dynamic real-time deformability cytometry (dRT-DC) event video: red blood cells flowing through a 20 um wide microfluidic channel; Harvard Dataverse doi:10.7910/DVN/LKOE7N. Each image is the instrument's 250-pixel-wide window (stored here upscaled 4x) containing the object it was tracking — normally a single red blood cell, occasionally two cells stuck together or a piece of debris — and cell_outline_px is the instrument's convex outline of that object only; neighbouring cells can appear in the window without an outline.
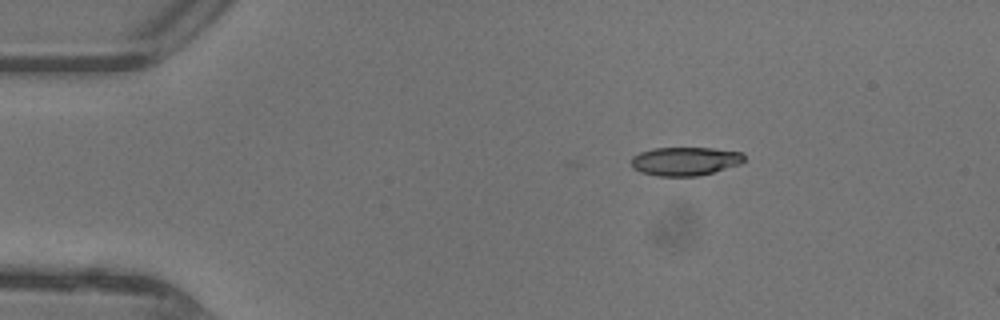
{"species": "common noctule bat (a hibernating species)", "species_latin": "Nyctalus noctula", "temperature_condition": "warm", "stored_images_in_passage": 3, "camera_frame_rate_fps": 3000, "um_per_image_px": 0.085, "animal": {"sex": "female"}, "frame": {"image": 1, "passage_image": 1, "time_ms": 0.0, "image_size_px": [1000, 320], "cell_outline_px": [[744, 160], [740, 164], [700, 176], [656, 176], [640, 172], [632, 168], [632, 156], [640, 152], [652, 148], [712, 148], [744, 152]], "centroid_in_image_um": [58.23, 13.7], "position_along_channel_um": 26.8, "area_um2": 18.96}}